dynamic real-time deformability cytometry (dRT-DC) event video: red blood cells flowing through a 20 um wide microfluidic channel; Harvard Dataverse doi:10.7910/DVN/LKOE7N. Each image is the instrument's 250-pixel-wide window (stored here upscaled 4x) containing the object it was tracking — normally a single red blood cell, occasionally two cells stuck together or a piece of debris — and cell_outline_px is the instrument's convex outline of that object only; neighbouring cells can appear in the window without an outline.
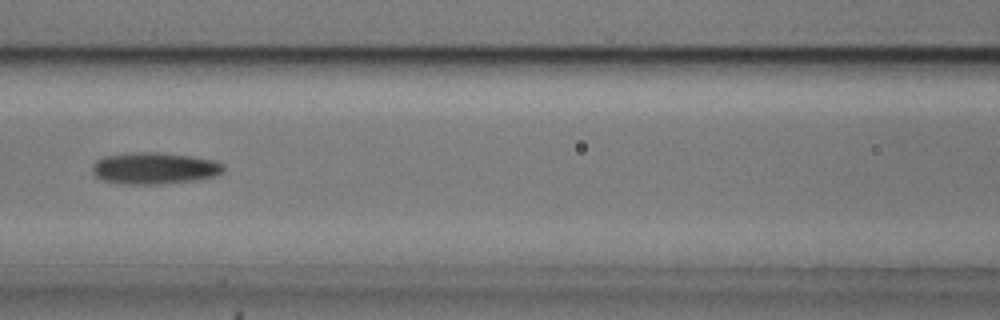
{"species": "common noctule bat (a hibernating species)", "species_latin": "Nyctalus noctula", "temperature_condition": "cold", "stored_images_in_passage": 7, "camera_frame_rate_fps": 3000, "um_per_image_px": 0.085, "animal": {"sex": "male", "body_mass_g": 20.5, "forearm_length_mm": 52.5}, "frame": {"image": 1, "passage_image": 7, "time_ms": 2.0, "image_size_px": [1000, 320], "cell_outline_px": [[224, 172], [212, 176], [196, 180], [160, 184], [128, 184], [104, 180], [96, 176], [92, 172], [92, 164], [96, 160], [104, 156], [136, 152], [156, 152], [192, 156], [216, 160], [224, 164]], "centroid_in_image_um": [13.14, 14.29], "position_along_channel_um": 153.5, "area_um2": 24.22}}